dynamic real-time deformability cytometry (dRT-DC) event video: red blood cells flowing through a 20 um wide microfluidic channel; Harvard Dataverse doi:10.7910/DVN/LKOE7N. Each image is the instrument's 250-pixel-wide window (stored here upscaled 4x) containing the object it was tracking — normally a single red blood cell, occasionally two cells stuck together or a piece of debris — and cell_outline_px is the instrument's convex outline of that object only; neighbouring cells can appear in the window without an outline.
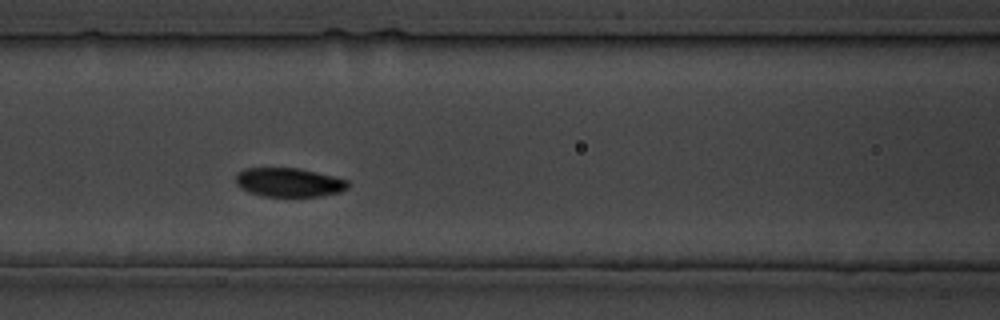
{"species": "common noctule bat (a hibernating species)", "species_latin": "Nyctalus noctula", "temperature_condition": "cold", "stored_images_in_passage": 29, "camera_frame_rate_fps": 3000, "um_per_image_px": 0.085, "animal": {"sex": "male", "body_mass_g": 19.5, "forearm_length_mm": 54.6}, "frame": {"image": 1, "passage_image": 9, "time_ms": 9.333, "image_size_px": [1000, 320], "cell_outline_px": [[348, 188], [340, 192], [320, 196], [264, 196], [248, 192], [240, 188], [236, 184], [236, 172], [244, 168], [300, 168], [348, 180]], "centroid_in_image_um": [24.52, 15.49], "position_along_channel_um": 142.1, "area_um2": 18.96}}
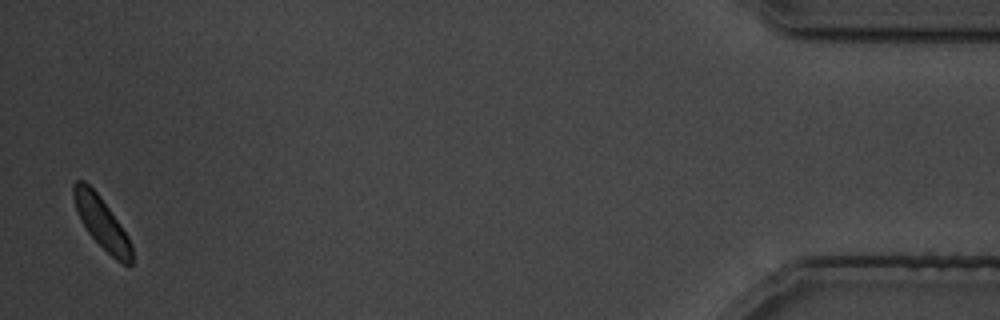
{"frame": {"image": 2, "passage_image": 29, "time_ms": 34.667, "image_size_px": [1000, 320], "cell_outline_px": [[132, 264], [128, 268], [116, 260], [88, 232], [76, 212], [72, 196], [72, 184], [76, 180], [84, 180], [96, 192], [120, 224], [128, 236], [132, 248]], "centroid_in_image_um": [8.63, 18.93], "position_along_channel_um": 426.6, "area_um2": 17.34}}